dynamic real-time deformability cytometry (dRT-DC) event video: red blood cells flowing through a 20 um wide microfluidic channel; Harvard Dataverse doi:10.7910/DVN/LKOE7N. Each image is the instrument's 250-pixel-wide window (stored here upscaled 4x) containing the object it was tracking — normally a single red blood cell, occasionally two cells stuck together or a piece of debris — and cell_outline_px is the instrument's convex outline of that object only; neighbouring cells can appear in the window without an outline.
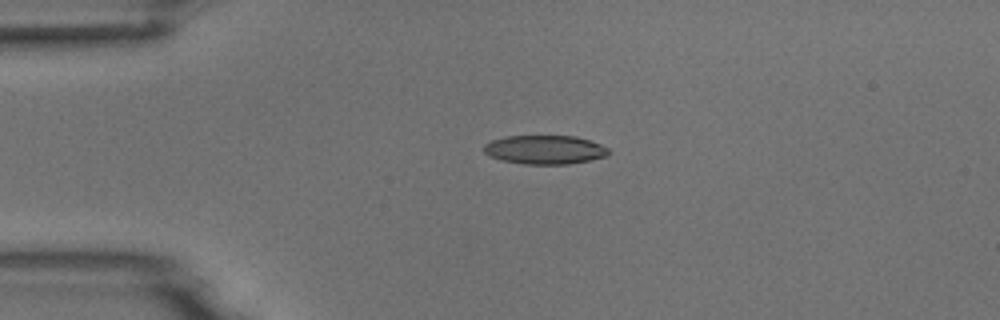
{"species": "common noctule bat (a hibernating species)", "species_latin": "Nyctalus noctula", "temperature_condition": "room temperature", "stored_images_in_passage": 2, "camera_frame_rate_fps": 3000, "um_per_image_px": 0.085, "animal": {"sex": "male", "body_mass_g": 18.8}, "frame": {"image": 1, "passage_image": 1, "time_ms": 0.0, "image_size_px": [1000, 320], "cell_outline_px": [[612, 152], [608, 156], [568, 164], [524, 164], [500, 160], [484, 152], [484, 144], [492, 140], [508, 136], [576, 136], [600, 144], [608, 148]], "centroid_in_image_um": [46.33, 12.72], "position_along_channel_um": 38.7, "area_um2": 20.92}}